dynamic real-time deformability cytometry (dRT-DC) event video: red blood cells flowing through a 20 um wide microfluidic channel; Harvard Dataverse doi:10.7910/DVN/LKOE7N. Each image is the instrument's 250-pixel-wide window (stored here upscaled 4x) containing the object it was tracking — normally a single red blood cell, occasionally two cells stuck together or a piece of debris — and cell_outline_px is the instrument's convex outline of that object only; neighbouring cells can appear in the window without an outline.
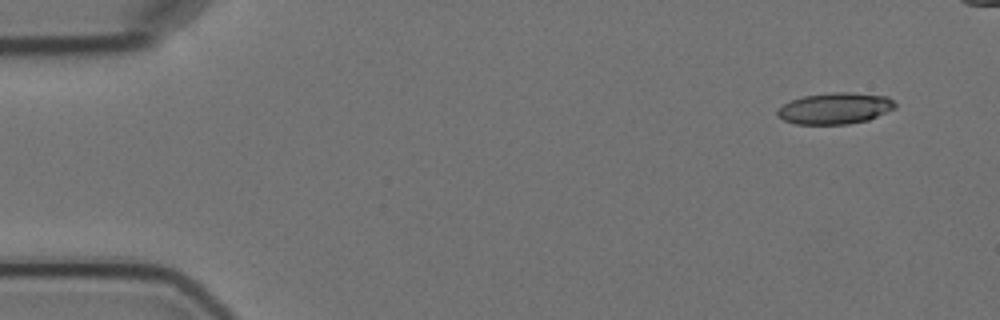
{"species": "Egyptian fruit bat (a non-hibernating species)", "species_latin": "Rousettus aegyptiacus", "temperature_condition": "cold", "stored_images_in_passage": 7, "segment_of_instrument_passage": [1, 2], "camera_frame_rate_fps": 3000, "um_per_image_px": 0.085, "animal": {"sex": "female"}, "frame": {"image": 1, "passage_image": 1, "time_ms": 0.0, "image_size_px": [1000, 320], "cell_outline_px": [[896, 108], [868, 120], [848, 124], [796, 124], [784, 120], [776, 112], [784, 104], [792, 100], [804, 96], [832, 92], [852, 92], [888, 96], [896, 104]], "centroid_in_image_um": [71.02, 9.2], "position_along_channel_um": 14.0, "area_um2": 21.39}}
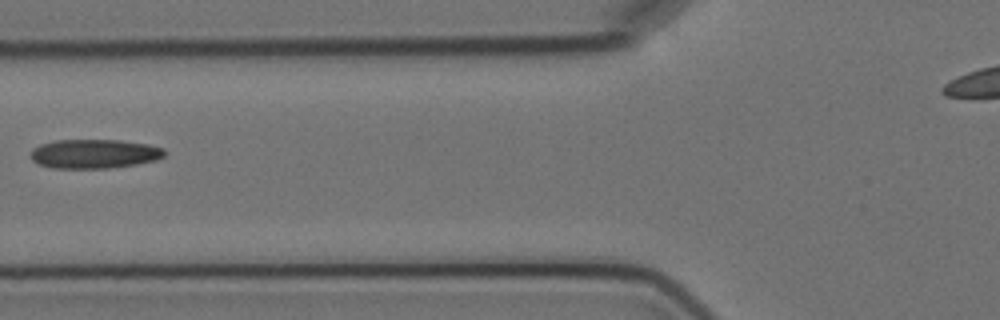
{"frame": {"image": 2, "passage_image": 6, "time_ms": 6.0, "image_size_px": [1000, 320], "cell_outline_px": [[168, 152], [164, 156], [156, 160], [136, 164], [108, 168], [52, 168], [40, 164], [32, 160], [28, 156], [32, 148], [40, 144], [56, 140], [120, 140], [148, 144], [164, 148]], "centroid_in_image_um": [8.01, 13.07], "position_along_channel_um": 117.8, "area_um2": 22.95}}